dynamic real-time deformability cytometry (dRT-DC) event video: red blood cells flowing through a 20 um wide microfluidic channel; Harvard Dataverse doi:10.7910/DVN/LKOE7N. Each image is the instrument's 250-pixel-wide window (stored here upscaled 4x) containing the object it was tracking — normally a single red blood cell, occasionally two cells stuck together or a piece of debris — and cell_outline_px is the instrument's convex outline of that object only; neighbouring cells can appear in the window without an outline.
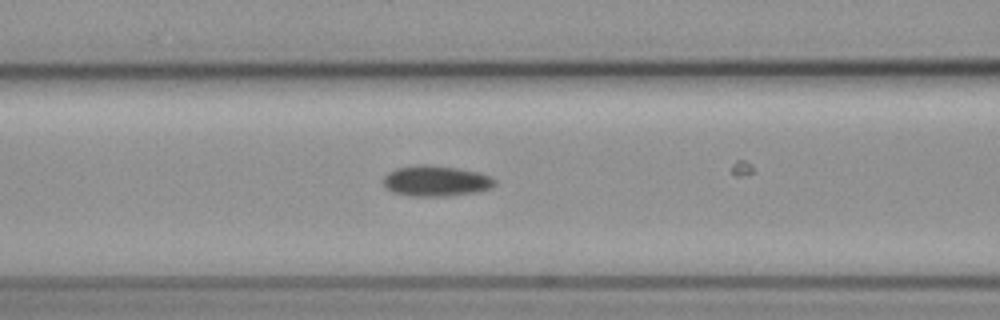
{"species": "common noctule bat (a hibernating species)", "species_latin": "Nyctalus noctula", "temperature_condition": "cold", "stored_images_in_passage": 10, "camera_frame_rate_fps": 3000, "um_per_image_px": 0.085, "animal": {"sex": "female", "body_mass_g": 19.3, "forearm_length_mm": 54.1}, "frame": {"image": 1, "passage_image": 10, "time_ms": 12.333, "image_size_px": [1000, 320], "cell_outline_px": [[496, 184], [492, 188], [476, 192], [448, 196], [412, 196], [392, 192], [384, 184], [384, 176], [388, 172], [396, 168], [416, 164], [432, 164], [480, 172], [496, 180]], "centroid_in_image_um": [37.06, 15.37], "position_along_channel_um": 129.5, "area_um2": 20.06}}